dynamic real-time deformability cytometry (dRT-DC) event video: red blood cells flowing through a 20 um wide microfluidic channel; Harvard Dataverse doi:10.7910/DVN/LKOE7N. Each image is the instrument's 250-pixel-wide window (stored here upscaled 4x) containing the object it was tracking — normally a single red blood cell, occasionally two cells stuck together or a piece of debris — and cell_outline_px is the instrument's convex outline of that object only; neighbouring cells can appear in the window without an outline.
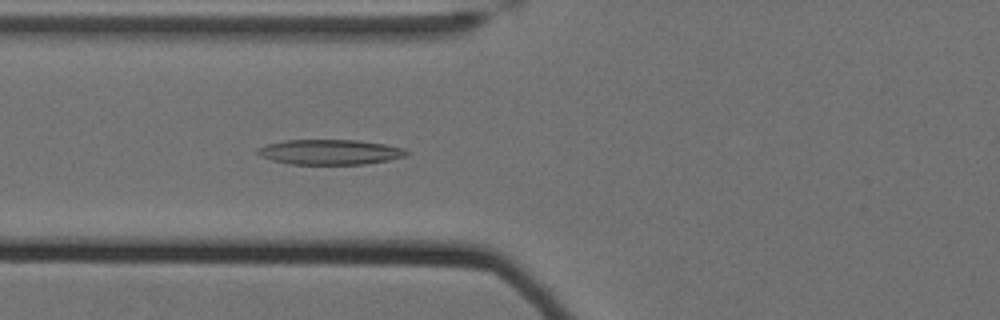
{"species": "Egyptian fruit bat (a non-hibernating species)", "species_latin": "Rousettus aegyptiacus", "temperature_condition": "cold", "stored_images_in_passage": 56, "camera_frame_rate_fps": 3000, "um_per_image_px": 0.085, "animal": {"sex": "female"}, "frame": {"image": 1, "passage_image": 22, "time_ms": 7.0, "image_size_px": [1000, 320], "cell_outline_px": [[412, 152], [408, 156], [388, 160], [364, 164], [292, 164], [272, 160], [260, 156], [256, 152], [256, 148], [264, 144], [288, 140], [360, 140], [384, 144], [404, 148]], "centroid_in_image_um": [28.07, 12.92], "position_along_channel_um": 97.7, "area_um2": 21.96}}
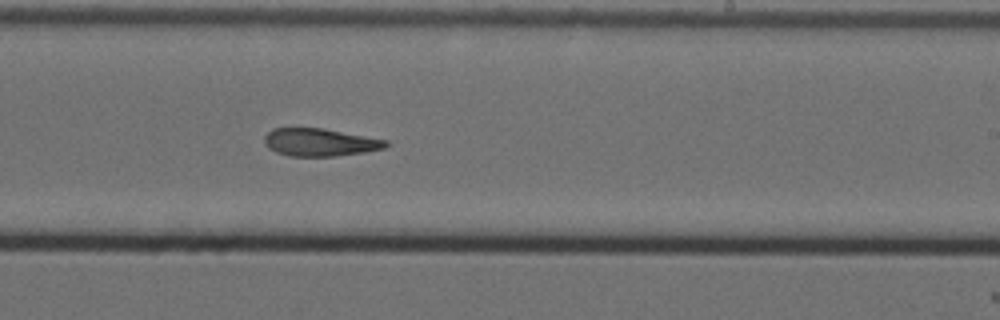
{"frame": {"image": 2, "passage_image": 36, "time_ms": 11.667, "image_size_px": [1000, 320], "cell_outline_px": [[388, 144], [384, 148], [364, 152], [332, 156], [288, 156], [276, 152], [268, 148], [264, 144], [264, 136], [272, 128], [324, 128], [388, 140]], "centroid_in_image_um": [27.16, 12.09], "position_along_channel_um": 261.8, "area_um2": 19.65}}
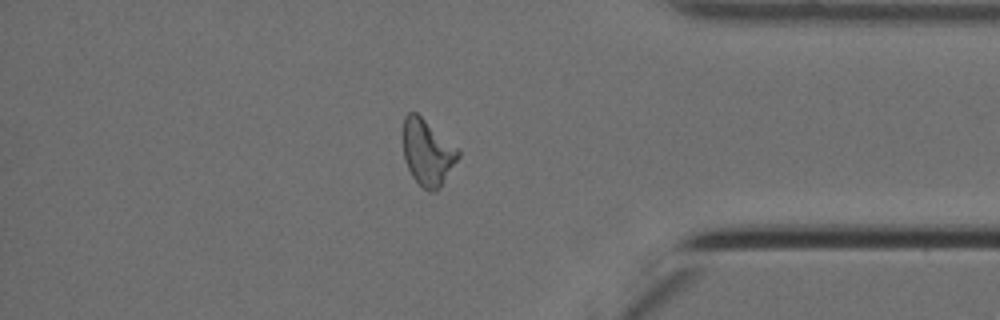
{"frame": {"image": 3, "passage_image": 49, "time_ms": 16.0, "image_size_px": [1000, 320], "cell_outline_px": [[460, 156], [440, 188], [436, 192], [428, 192], [412, 176], [404, 160], [400, 132], [404, 116], [408, 112], [416, 112], [460, 148]], "centroid_in_image_um": [36.31, 12.92], "position_along_channel_um": 398.9, "area_um2": 21.96}, "authors_computed_cell_mechanics": {"area_um2": 21.3571, "velocity_mm_per_s": 3.5002, "shape_relaxation_time_tau1_ms": null, "shape_relaxation_time_tau2_ms": 5.3247, "deformation_change_tau1": null, "deformation_change_tau2": 0.1518}}